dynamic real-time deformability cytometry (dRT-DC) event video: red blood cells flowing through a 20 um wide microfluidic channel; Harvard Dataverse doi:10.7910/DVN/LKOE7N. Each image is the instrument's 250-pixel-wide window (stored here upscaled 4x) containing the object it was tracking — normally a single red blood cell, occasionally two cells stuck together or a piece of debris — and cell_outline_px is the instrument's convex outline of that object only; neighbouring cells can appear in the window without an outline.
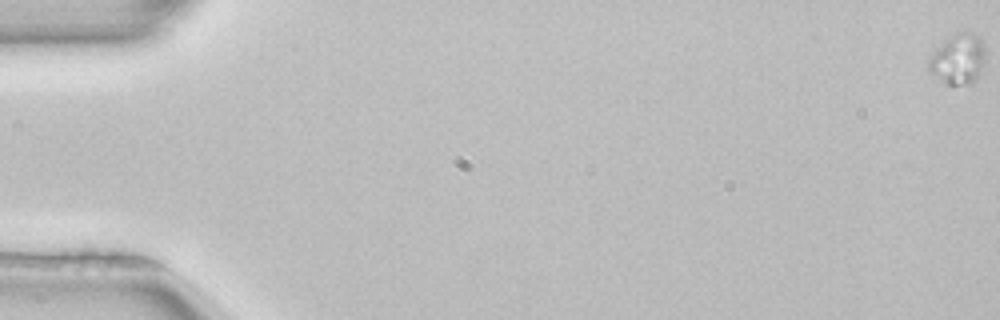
{"species": "common noctule bat (a hibernating species)", "species_latin": "Nyctalus noctula", "temperature_condition": "room temperature", "stored_images_in_passage": 20, "camera_frame_rate_fps": 3000, "um_per_image_px": 0.085, "animal": {"sex": "female", "body_mass_g": 22.7, "forearm_length_mm": 54.2}, "frame": {"image": 1, "passage_image": 1, "time_ms": 0.0, "image_size_px": [1000, 320], "cell_outline_px": [[984, 64], [976, 80], [972, 84], [944, 84], [928, 68], [928, 60], [936, 48], [952, 32], [968, 32], [980, 36], [984, 44]], "centroid_in_image_um": [81.45, 5.0], "position_along_channel_um": 3.5, "area_um2": 16.76}}
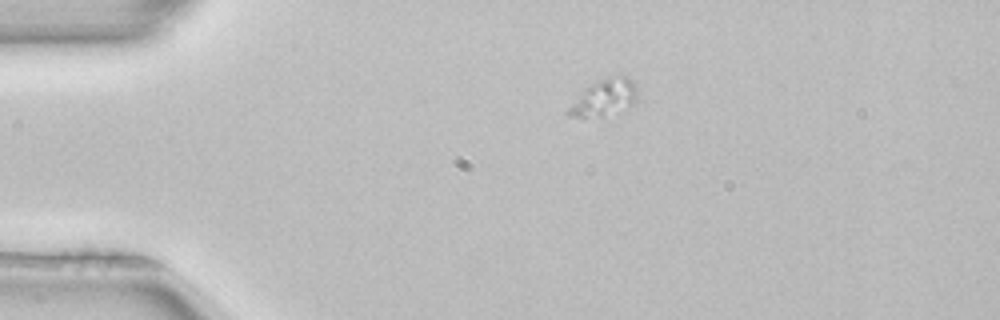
{"frame": {"image": 2, "passage_image": 14, "time_ms": 4.333, "image_size_px": [1000, 320], "cell_outline_px": [[636, 104], [628, 108], [604, 116], [568, 116], [564, 112], [584, 88], [600, 80], [620, 72], [628, 76], [636, 84]], "centroid_in_image_um": [51.4, 8.26], "position_along_channel_um": 33.6, "area_um2": 14.97}}